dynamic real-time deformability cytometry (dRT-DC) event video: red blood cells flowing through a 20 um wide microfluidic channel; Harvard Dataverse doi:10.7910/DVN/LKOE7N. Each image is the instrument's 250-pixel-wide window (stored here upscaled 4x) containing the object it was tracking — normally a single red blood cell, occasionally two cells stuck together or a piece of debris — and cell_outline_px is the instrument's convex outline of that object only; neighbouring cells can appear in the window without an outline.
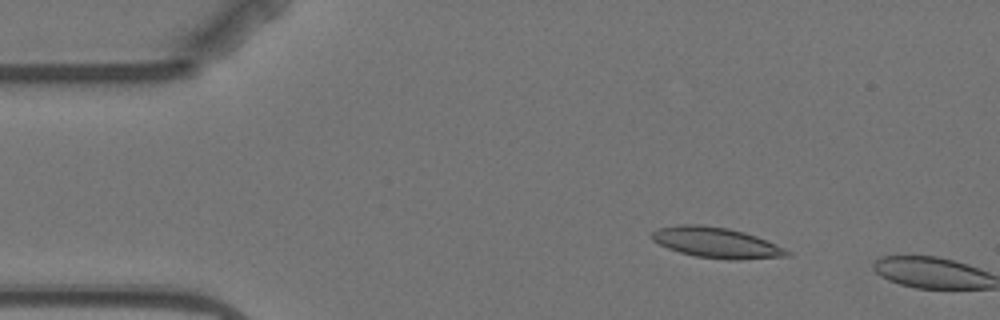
{"species": "Egyptian fruit bat (a non-hibernating species)", "species_latin": "Rousettus aegyptiacus", "temperature_condition": "warm", "stored_images_in_passage": 2, "camera_frame_rate_fps": 3000, "um_per_image_px": 0.085, "animal": {"sex": "female"}, "frame": {"image": 1, "passage_image": 2, "time_ms": 1.667, "image_size_px": [1000, 320], "cell_outline_px": [[792, 256], [736, 260], [728, 260], [696, 256], [680, 252], [668, 248], [652, 240], [652, 232], [660, 228], [680, 224], [700, 224], [728, 228], [744, 232], [756, 236], [776, 244], [792, 252]], "centroid_in_image_um": [60.93, 20.63], "position_along_channel_um": 24.1, "area_um2": 24.04}}